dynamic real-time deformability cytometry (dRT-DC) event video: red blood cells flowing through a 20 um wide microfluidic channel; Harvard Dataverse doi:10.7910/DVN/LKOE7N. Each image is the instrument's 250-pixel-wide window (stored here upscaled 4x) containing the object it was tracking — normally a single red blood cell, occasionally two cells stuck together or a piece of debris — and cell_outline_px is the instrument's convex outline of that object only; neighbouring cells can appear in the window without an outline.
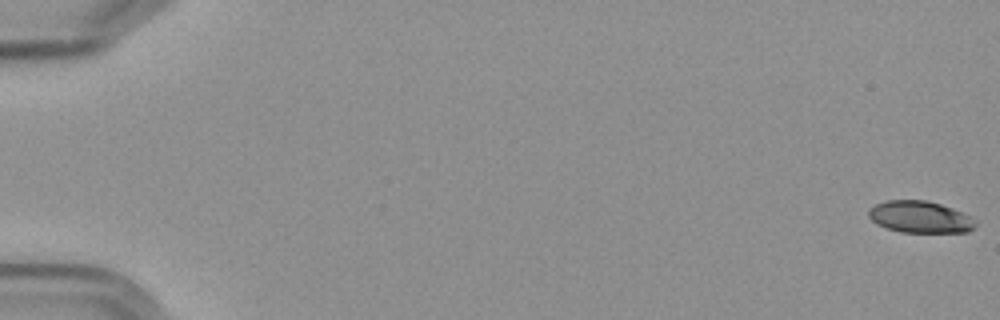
{"species": "Egyptian fruit bat (a non-hibernating species)", "species_latin": "Rousettus aegyptiacus", "temperature_condition": "cold", "stored_images_in_passage": 6, "camera_frame_rate_fps": 3000, "um_per_image_px": 0.085, "frame": {"image": 1, "passage_image": 1, "time_ms": 0.0, "image_size_px": [1000, 320], "cell_outline_px": [[976, 224], [968, 232], [900, 232], [876, 224], [868, 216], [868, 208], [884, 200], [924, 200], [940, 204], [952, 208], [968, 216]], "centroid_in_image_um": [78.13, 18.44], "position_along_channel_um": 6.9, "area_um2": 19.59}}
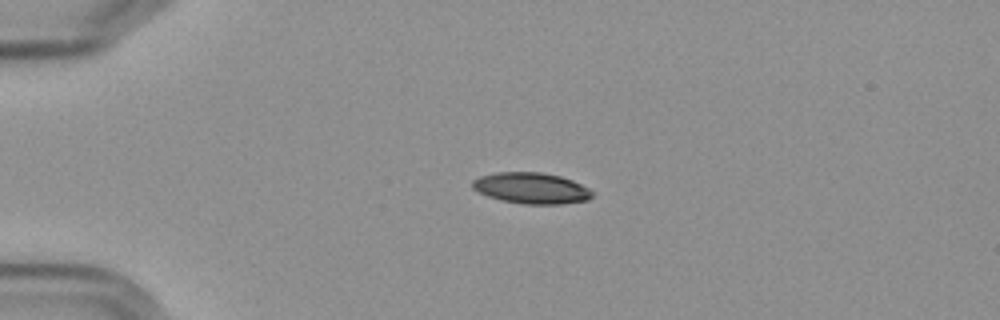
{"frame": {"image": 2, "passage_image": 5, "time_ms": 4.667, "image_size_px": [1000, 320], "cell_outline_px": [[592, 196], [588, 200], [560, 204], [524, 204], [500, 200], [476, 192], [472, 188], [472, 180], [480, 176], [496, 172], [540, 172], [560, 176], [572, 180], [588, 188], [592, 192]], "centroid_in_image_um": [45.12, 15.99], "position_along_channel_um": 39.9, "area_um2": 21.73}}